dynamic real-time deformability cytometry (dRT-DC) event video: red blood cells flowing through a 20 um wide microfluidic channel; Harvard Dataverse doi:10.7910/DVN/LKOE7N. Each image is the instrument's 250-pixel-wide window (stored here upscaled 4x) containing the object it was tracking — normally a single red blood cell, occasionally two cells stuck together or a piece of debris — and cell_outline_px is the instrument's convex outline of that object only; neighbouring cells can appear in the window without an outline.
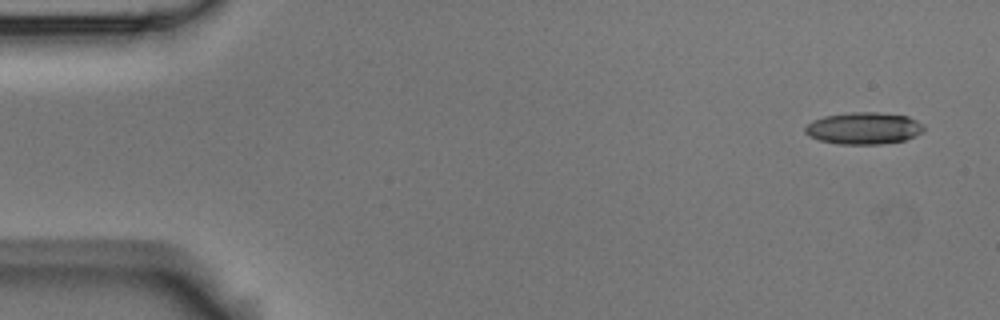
{"species": "Egyptian fruit bat (a non-hibernating species)", "species_latin": "Rousettus aegyptiacus", "temperature_condition": "room temperature", "stored_images_in_passage": 6, "camera_frame_rate_fps": 3000, "um_per_image_px": 0.085, "animal": {"sex": "male"}, "frame": {"image": 1, "passage_image": 1, "time_ms": 0.0, "image_size_px": [1000, 320], "cell_outline_px": [[924, 132], [904, 140], [880, 144], [840, 144], [820, 140], [808, 136], [804, 132], [804, 128], [812, 120], [824, 116], [852, 112], [876, 112], [908, 116], [916, 120], [924, 128]], "centroid_in_image_um": [73.39, 10.9], "position_along_channel_um": 11.6, "area_um2": 22.02}}
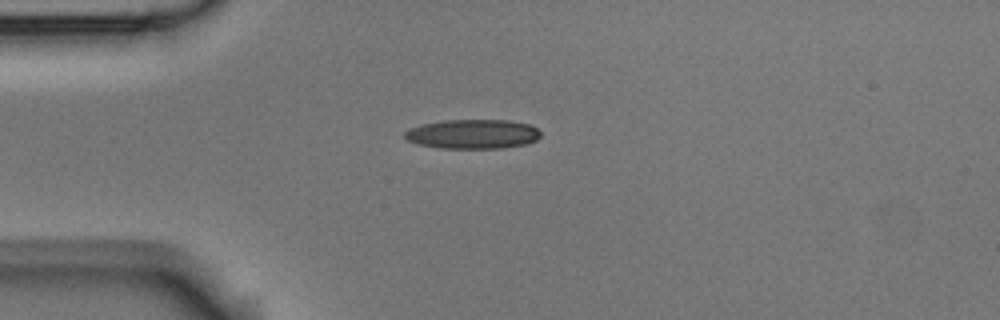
{"frame": {"image": 2, "passage_image": 4, "time_ms": 1.0, "image_size_px": [1000, 320], "cell_outline_px": [[540, 136], [536, 140], [528, 144], [504, 148], [440, 148], [420, 144], [408, 140], [404, 136], [404, 132], [408, 128], [424, 124], [444, 120], [508, 120], [532, 124], [540, 132]], "centroid_in_image_um": [40.22, 11.39], "position_along_channel_um": 44.8, "area_um2": 23.35}}
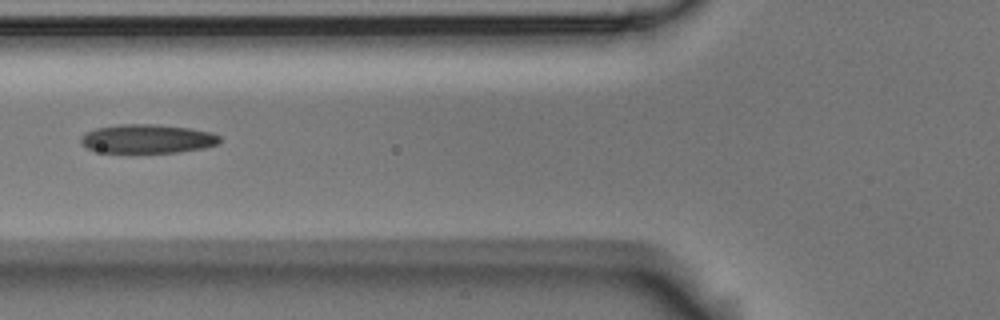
{"frame": {"image": 3, "passage_image": 6, "time_ms": 1.667, "image_size_px": [1000, 320], "cell_outline_px": [[220, 140], [216, 144], [204, 148], [176, 152], [104, 152], [88, 148], [80, 144], [80, 136], [84, 132], [96, 128], [120, 124], [156, 124], [188, 128], [212, 132], [220, 136]], "centroid_in_image_um": [12.49, 11.78], "position_along_channel_um": 113.3, "area_um2": 23.29}}